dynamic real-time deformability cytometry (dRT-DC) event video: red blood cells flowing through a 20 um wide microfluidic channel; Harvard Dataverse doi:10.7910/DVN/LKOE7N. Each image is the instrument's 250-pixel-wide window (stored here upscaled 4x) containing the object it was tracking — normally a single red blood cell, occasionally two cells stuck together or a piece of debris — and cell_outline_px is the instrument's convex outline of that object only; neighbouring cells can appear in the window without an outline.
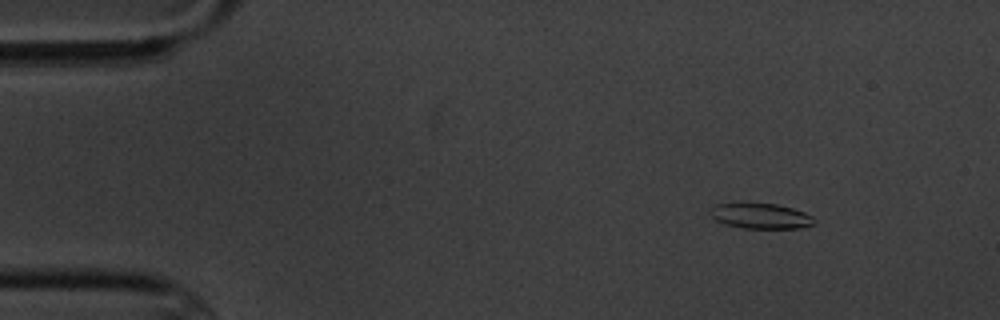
{"species": "common noctule bat (a hibernating species)", "species_latin": "Nyctalus noctula", "temperature_condition": "cold", "stored_images_in_passage": 6, "camera_frame_rate_fps": 3000, "um_per_image_px": 0.085, "animal": {"sex": "male", "body_mass_g": 20.1, "forearm_length_mm": 53.5}, "frame": {"image": 1, "passage_image": 2, "time_ms": 1.333, "image_size_px": [1000, 320], "cell_outline_px": [[816, 224], [800, 228], [744, 228], [724, 224], [716, 220], [708, 212], [716, 204], [776, 204], [792, 208], [804, 212], [812, 216], [816, 220]], "centroid_in_image_um": [64.7, 18.37], "position_along_channel_um": 20.3, "area_um2": 15.2}}
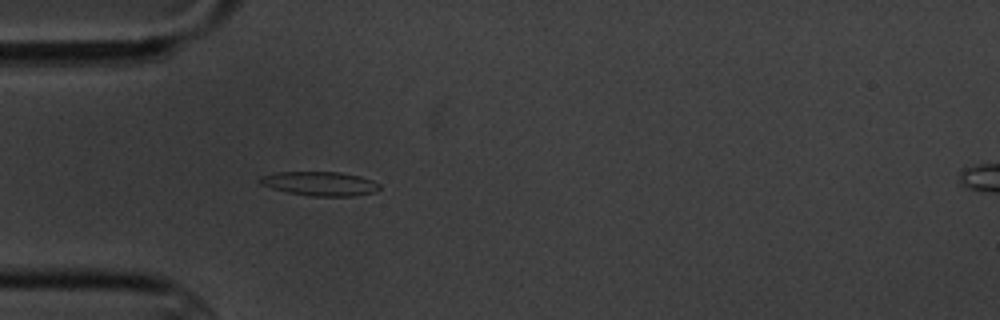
{"frame": {"image": 2, "passage_image": 5, "time_ms": 4.667, "image_size_px": [1000, 320], "cell_outline_px": [[380, 188], [376, 192], [356, 196], [308, 196], [288, 192], [272, 188], [260, 184], [256, 180], [260, 176], [276, 172], [340, 172], [360, 176], [372, 180], [380, 184]], "centroid_in_image_um": [27.19, 15.61], "position_along_channel_um": 57.8, "area_um2": 16.99}}